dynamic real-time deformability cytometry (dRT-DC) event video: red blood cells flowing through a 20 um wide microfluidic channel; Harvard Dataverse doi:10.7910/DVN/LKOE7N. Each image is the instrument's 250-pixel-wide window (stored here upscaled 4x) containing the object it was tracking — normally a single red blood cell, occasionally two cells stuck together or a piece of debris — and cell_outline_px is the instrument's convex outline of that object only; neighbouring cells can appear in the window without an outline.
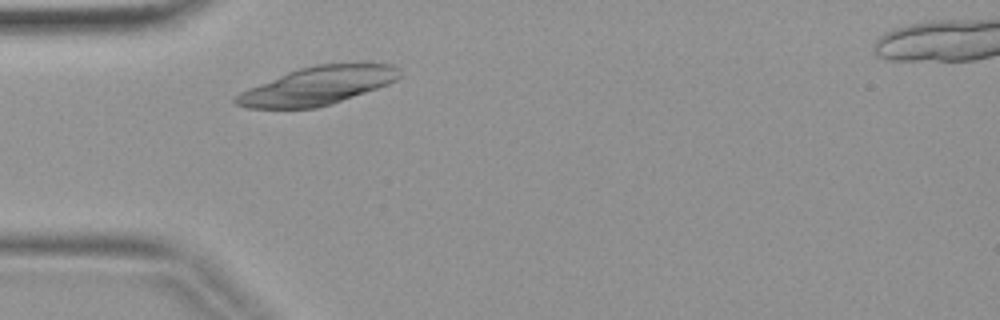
{"species": "common noctule bat (a hibernating species)", "species_latin": "Nyctalus noctula", "temperature_condition": "warm", "stored_images_in_passage": 1, "camera_frame_rate_fps": 3000, "um_per_image_px": 0.085, "animal": {"sex": "female", "body_mass_g": 19.9}, "frame": {"image": 1, "passage_image": 1, "time_ms": 0.0, "image_size_px": [1000, 320], "cell_outline_px": [[400, 76], [396, 80], [388, 84], [332, 104], [316, 108], [248, 108], [236, 104], [232, 100], [240, 92], [248, 88], [288, 72], [300, 68], [316, 64], [392, 64], [396, 68]], "centroid_in_image_um": [26.95, 7.3], "position_along_channel_um": 58.1, "area_um2": 35.78}}